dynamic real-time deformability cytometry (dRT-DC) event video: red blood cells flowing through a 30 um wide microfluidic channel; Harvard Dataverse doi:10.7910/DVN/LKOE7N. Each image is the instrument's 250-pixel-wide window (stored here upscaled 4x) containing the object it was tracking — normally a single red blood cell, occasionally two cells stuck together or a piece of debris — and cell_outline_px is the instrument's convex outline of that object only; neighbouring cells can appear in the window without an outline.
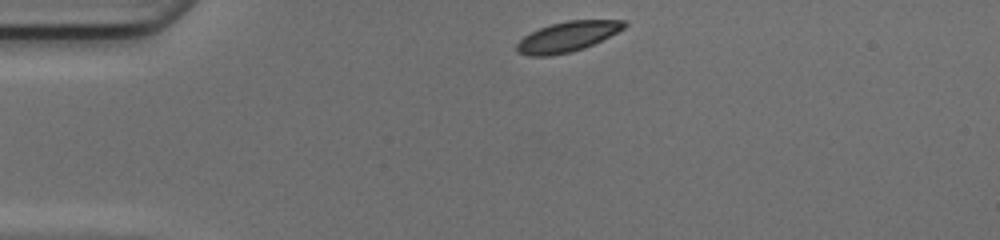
{"species": "common noctule bat (a hibernating species)", "species_latin": "Nyctalus noctula", "temperature_condition": "cold", "stored_images_in_passage": 40, "camera_frame_rate_fps": 3000, "um_per_image_px": 0.085, "animal": {"sex": "female", "body_mass_g": 17.0, "forearm_length_mm": 48.0}, "frame": {"image": 1, "passage_image": 1, "time_ms": 0.0, "image_size_px": [1000, 240], "cell_outline_px": [[628, 24], [624, 28], [584, 48], [572, 52], [548, 56], [528, 56], [516, 52], [516, 44], [524, 36], [540, 28], [552, 24], [568, 20], [624, 20]], "centroid_in_image_um": [48.2, 3.13], "position_along_channel_um": 36.8, "area_um2": 18.67}}
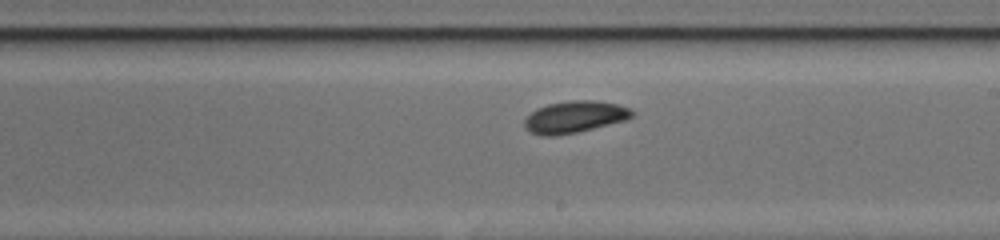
{"frame": {"image": 2, "passage_image": 19, "time_ms": 6.0, "image_size_px": [1000, 240], "cell_outline_px": [[632, 116], [624, 120], [576, 132], [552, 136], [544, 136], [532, 132], [524, 128], [524, 120], [536, 108], [548, 104], [572, 100], [592, 100], [616, 104], [628, 108], [632, 112]], "centroid_in_image_um": [48.78, 9.93], "position_along_channel_um": 240.2, "area_um2": 19.48}}
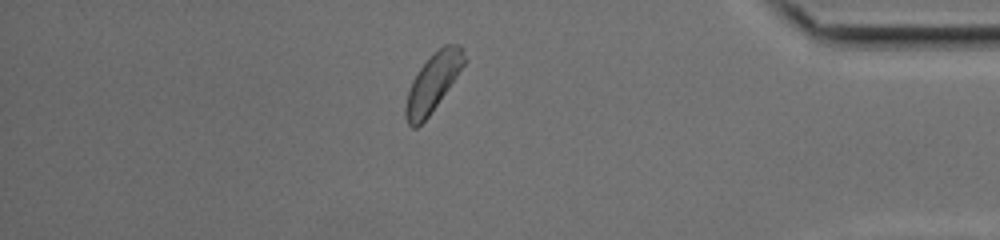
{"frame": {"image": 3, "passage_image": 33, "time_ms": 10.667, "image_size_px": [1000, 240], "cell_outline_px": [[468, 60], [428, 116], [416, 128], [412, 128], [408, 124], [404, 116], [404, 108], [408, 92], [412, 80], [420, 68], [444, 44], [460, 44], [464, 48]], "centroid_in_image_um": [36.82, 7.01], "position_along_channel_um": 398.4, "area_um2": 19.48}, "authors_computed_cell_mechanics": {"area_um2": 19.5653, "velocity_mm_per_s": 4.1271, "shape_relaxation_time_tau1_ms": 1.4097, "shape_relaxation_time_tau2_ms": 9.3863, "deformation_change_tau1": 0.0621, "deformation_change_tau2": 0.1376}}